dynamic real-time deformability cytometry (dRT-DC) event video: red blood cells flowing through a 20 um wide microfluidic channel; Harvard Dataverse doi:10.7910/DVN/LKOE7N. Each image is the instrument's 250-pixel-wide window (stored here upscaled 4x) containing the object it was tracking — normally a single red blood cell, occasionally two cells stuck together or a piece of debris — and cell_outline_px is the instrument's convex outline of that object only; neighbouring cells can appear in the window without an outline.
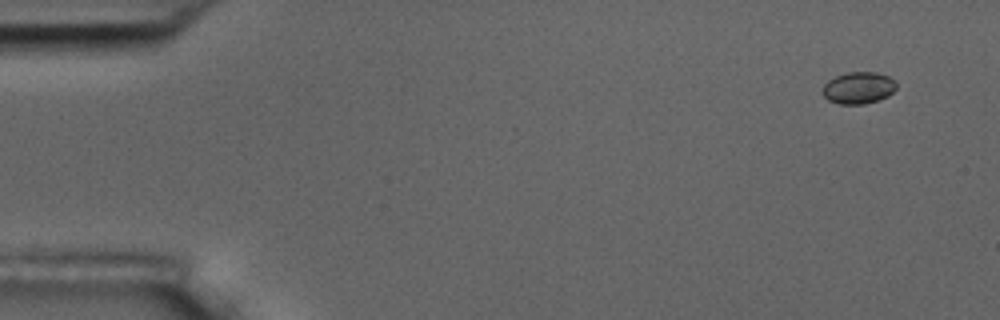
{"species": "common noctule bat (a hibernating species)", "species_latin": "Nyctalus noctula", "temperature_condition": "room temperature", "stored_images_in_passage": 4, "camera_frame_rate_fps": 3000, "um_per_image_px": 0.085, "animal": {"sex": "male", "body_mass_g": 17.5, "forearm_length_mm": 52.3}, "frame": {"image": 1, "passage_image": 1, "time_ms": 0.0, "image_size_px": [1000, 320], "cell_outline_px": [[896, 88], [888, 96], [864, 104], [840, 104], [828, 100], [820, 92], [824, 84], [828, 80], [836, 76], [848, 72], [876, 72], [888, 76], [896, 80]], "centroid_in_image_um": [72.95, 7.46], "position_along_channel_um": 12.0, "area_um2": 13.76}}